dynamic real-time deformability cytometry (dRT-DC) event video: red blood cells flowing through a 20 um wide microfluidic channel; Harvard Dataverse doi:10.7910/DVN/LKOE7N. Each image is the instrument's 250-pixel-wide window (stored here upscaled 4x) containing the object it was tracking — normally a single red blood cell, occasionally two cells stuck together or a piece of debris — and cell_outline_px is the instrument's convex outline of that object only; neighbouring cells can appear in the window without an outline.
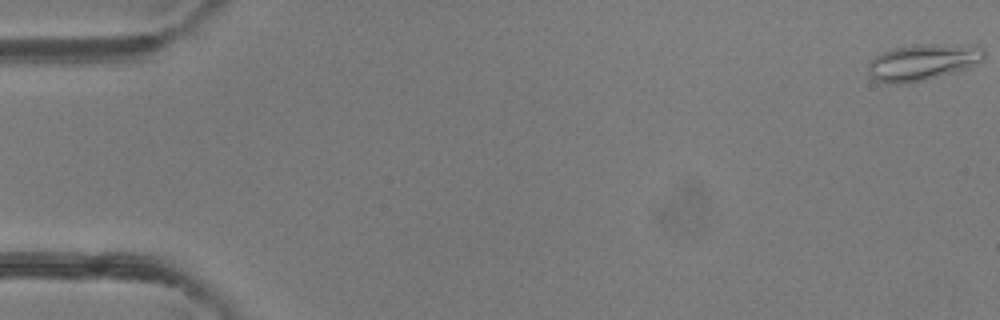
{"species": "common noctule bat (a hibernating species)", "species_latin": "Nyctalus noctula", "temperature_condition": "room temperature", "stored_images_in_passage": 49, "camera_frame_rate_fps": 3000, "um_per_image_px": 0.085, "animal": {"sex": "female"}, "frame": {"image": 1, "passage_image": 1, "time_ms": 0.0, "image_size_px": [1000, 320], "cell_outline_px": [[984, 56], [980, 60], [956, 72], [908, 84], [884, 84], [868, 76], [868, 64], [876, 56], [892, 48], [916, 44], [968, 44], [984, 48]], "centroid_in_image_um": [78.38, 5.29], "position_along_channel_um": 6.6, "area_um2": 24.68}}
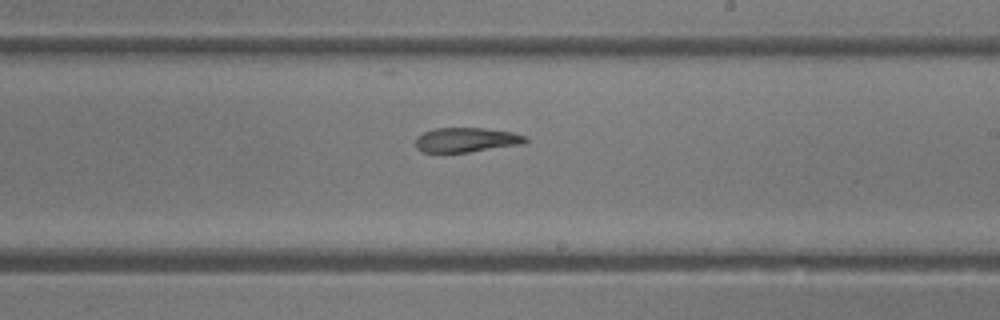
{"frame": {"image": 2, "passage_image": 29, "time_ms": 9.333, "image_size_px": [1000, 320], "cell_outline_px": [[528, 140], [524, 144], [468, 152], [420, 152], [416, 148], [416, 136], [424, 132], [436, 128], [484, 128], [512, 132], [528, 136]], "centroid_in_image_um": [39.65, 11.89], "position_along_channel_um": 249.3, "area_um2": 15.84}}
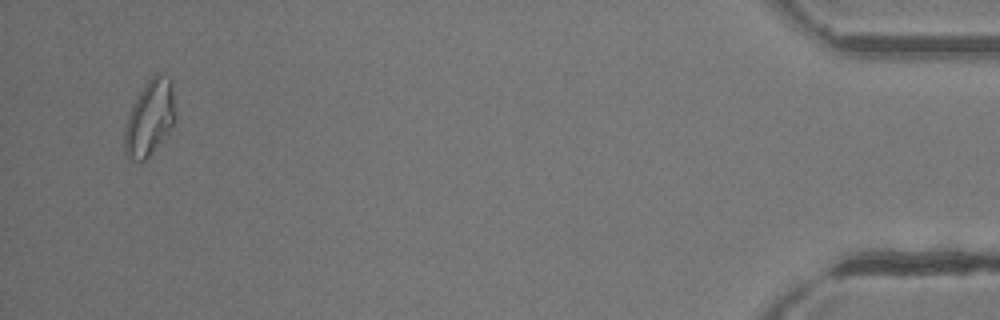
{"frame": {"image": 3, "passage_image": 47, "time_ms": 15.333, "image_size_px": [1000, 320], "cell_outline_px": [[176, 120], [168, 132], [148, 156], [140, 164], [132, 160], [124, 152], [124, 128], [128, 116], [144, 84], [156, 72], [172, 80], [176, 112]], "centroid_in_image_um": [12.74, 10.03], "position_along_channel_um": 422.5, "area_um2": 22.31}, "authors_computed_cell_mechanics": {"area_um2": 17.918, "velocity_mm_per_s": 4.2916, "shape_relaxation_time_tau1_ms": null, "shape_relaxation_time_tau2_ms": 10.6221, "deformation_change_tau1": null, "deformation_change_tau2": 0.2416}}